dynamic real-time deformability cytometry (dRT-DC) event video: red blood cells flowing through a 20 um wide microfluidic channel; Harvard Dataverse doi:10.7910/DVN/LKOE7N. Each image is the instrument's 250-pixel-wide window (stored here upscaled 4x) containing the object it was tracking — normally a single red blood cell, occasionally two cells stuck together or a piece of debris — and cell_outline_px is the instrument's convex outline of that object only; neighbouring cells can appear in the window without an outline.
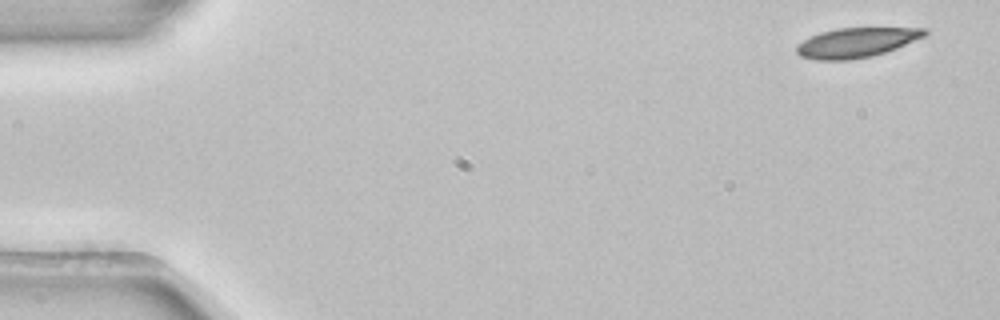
{"species": "common noctule bat (a hibernating species)", "species_latin": "Nyctalus noctula", "temperature_condition": "room temperature", "stored_images_in_passage": 4, "camera_frame_rate_fps": 3000, "um_per_image_px": 0.085, "animal": {"sex": "female", "body_mass_g": 22.7, "forearm_length_mm": 54.2}, "frame": {"image": 1, "passage_image": 1, "time_ms": 0.0, "image_size_px": [1000, 320], "cell_outline_px": [[928, 32], [924, 36], [896, 48], [872, 56], [848, 60], [816, 60], [800, 56], [796, 52], [796, 44], [820, 32], [836, 28], [928, 28]], "centroid_in_image_um": [72.76, 3.62], "position_along_channel_um": 12.2, "area_um2": 22.02}}
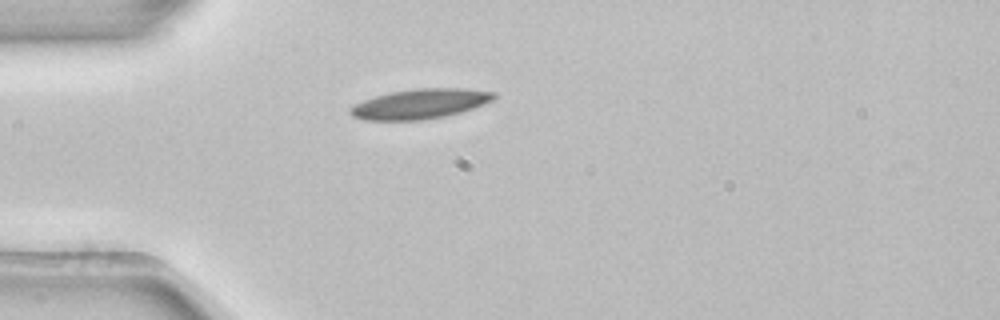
{"frame": {"image": 2, "passage_image": 4, "time_ms": 1.0, "image_size_px": [1000, 320], "cell_outline_px": [[496, 96], [492, 100], [484, 104], [460, 112], [444, 116], [420, 120], [364, 120], [352, 116], [348, 112], [348, 108], [364, 100], [376, 96], [392, 92], [416, 88], [464, 88], [496, 92]], "centroid_in_image_um": [35.7, 8.82], "position_along_channel_um": 49.3, "area_um2": 24.85}}